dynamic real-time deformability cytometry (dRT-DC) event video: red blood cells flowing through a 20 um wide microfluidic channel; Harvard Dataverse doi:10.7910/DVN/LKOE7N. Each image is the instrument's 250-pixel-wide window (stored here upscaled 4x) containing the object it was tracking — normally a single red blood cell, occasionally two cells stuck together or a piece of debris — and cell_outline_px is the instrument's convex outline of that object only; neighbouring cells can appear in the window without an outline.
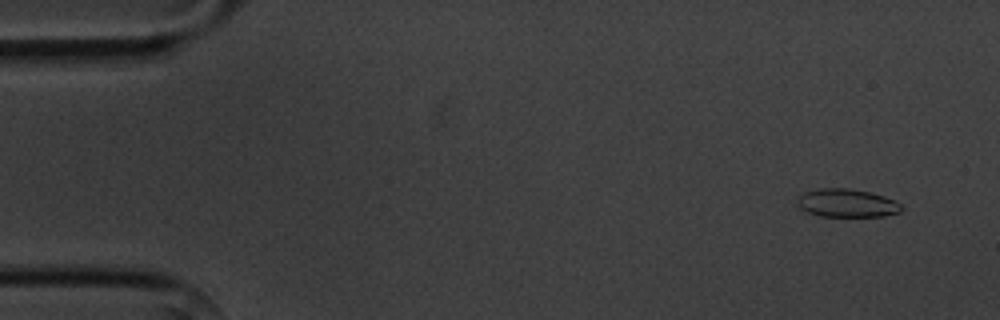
{"species": "common noctule bat (a hibernating species)", "species_latin": "Nyctalus noctula", "temperature_condition": "cold", "stored_images_in_passage": 10, "camera_frame_rate_fps": 3000, "um_per_image_px": 0.085, "animal": {"sex": "male", "body_mass_g": 20.1, "forearm_length_mm": 53.5}, "frame": {"image": 1, "passage_image": 1, "time_ms": 0.0, "image_size_px": [1000, 320], "cell_outline_px": [[904, 208], [900, 212], [884, 216], [820, 216], [808, 212], [800, 208], [796, 204], [800, 196], [804, 192], [820, 188], [848, 188], [868, 192], [884, 196], [900, 204]], "centroid_in_image_um": [71.98, 17.26], "position_along_channel_um": 13.0, "area_um2": 16.99}}
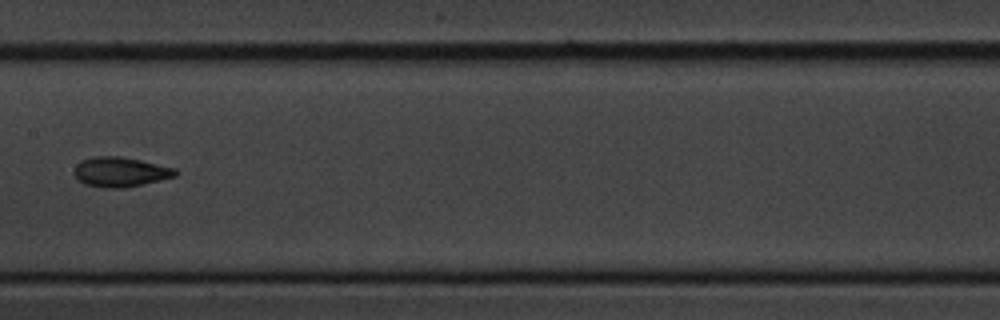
{"frame": {"image": 2, "passage_image": 7, "time_ms": 8.0, "image_size_px": [1000, 320], "cell_outline_px": [[180, 172], [176, 176], [124, 188], [104, 188], [84, 184], [72, 172], [76, 164], [80, 160], [92, 156], [120, 156], [140, 160], [176, 168]], "centroid_in_image_um": [10.21, 14.6], "position_along_channel_um": 197.2, "area_um2": 17.69}}
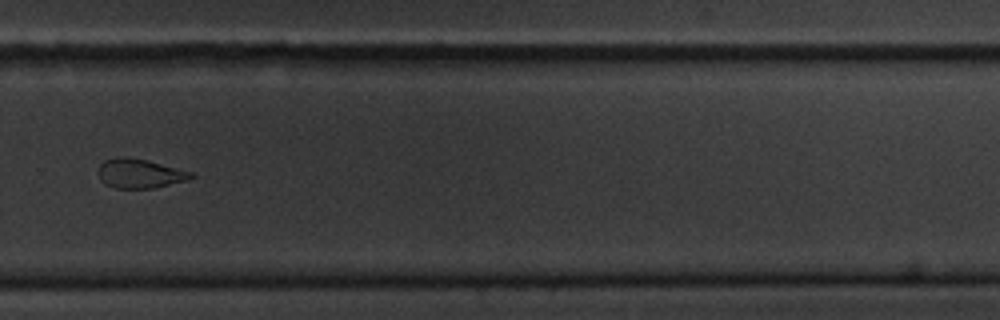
{"frame": {"image": 3, "passage_image": 10, "time_ms": 11.333, "image_size_px": [1000, 320], "cell_outline_px": [[196, 176], [188, 180], [152, 188], [116, 188], [104, 184], [100, 180], [96, 172], [100, 164], [104, 160], [116, 156], [128, 156], [148, 160], [192, 172]], "centroid_in_image_um": [11.83, 14.73], "position_along_channel_um": 318.0, "area_um2": 16.13}}